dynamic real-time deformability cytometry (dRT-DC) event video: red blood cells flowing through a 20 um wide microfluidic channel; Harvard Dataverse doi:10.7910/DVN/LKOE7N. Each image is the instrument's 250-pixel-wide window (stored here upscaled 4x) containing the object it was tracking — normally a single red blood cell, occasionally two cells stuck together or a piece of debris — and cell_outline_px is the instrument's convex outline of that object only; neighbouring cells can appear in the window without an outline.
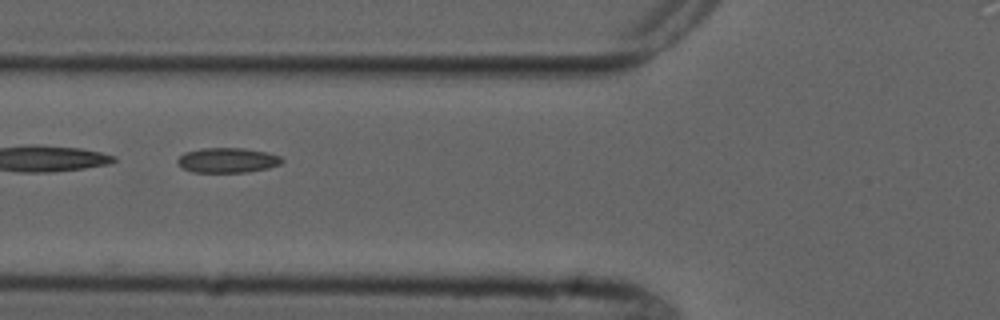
{"species": "common noctule bat (a hibernating species)", "species_latin": "Nyctalus noctula", "temperature_condition": "cold", "stored_images_in_passage": 6, "camera_frame_rate_fps": 3000, "um_per_image_px": 0.085, "animal": {"sex": "male", "forearm_length_mm": 52.5}, "frame": {"image": 1, "passage_image": 6, "time_ms": 6.0, "image_size_px": [1000, 320], "cell_outline_px": [[284, 160], [280, 164], [268, 168], [248, 172], [192, 172], [184, 168], [176, 160], [184, 152], [200, 148], [244, 148], [268, 152], [280, 156]], "centroid_in_image_um": [19.36, 13.61], "position_along_channel_um": 106.4, "area_um2": 15.2}}